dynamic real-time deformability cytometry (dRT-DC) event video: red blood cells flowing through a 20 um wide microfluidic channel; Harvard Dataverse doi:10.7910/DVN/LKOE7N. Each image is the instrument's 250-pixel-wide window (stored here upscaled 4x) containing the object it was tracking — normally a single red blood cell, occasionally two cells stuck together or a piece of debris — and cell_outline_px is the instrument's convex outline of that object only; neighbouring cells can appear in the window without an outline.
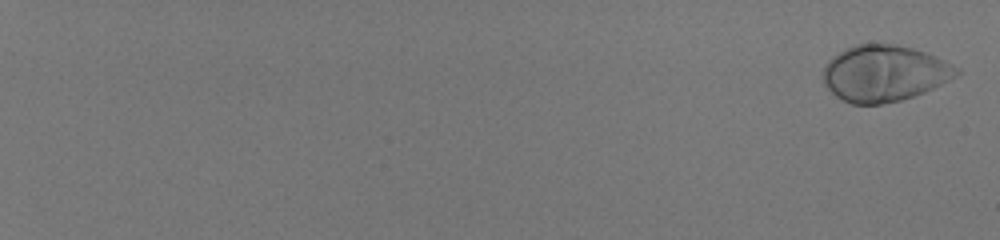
{"species": "human", "species_latin": "Homo sapiens", "temperature_condition": "room temperature", "stored_images_in_passage": 46, "camera_frame_rate_fps": 3000, "um_per_image_px": 0.085, "donor": {"sex": "male"}, "frame": {"image": 1, "passage_image": 2, "time_ms": 0.333, "image_size_px": [1000, 240], "cell_outline_px": [[960, 72], [940, 84], [924, 92], [900, 100], [880, 104], [852, 104], [836, 96], [828, 88], [824, 80], [824, 68], [828, 60], [832, 56], [844, 48], [856, 44], [896, 44], [912, 48], [924, 52], [960, 68]], "centroid_in_image_um": [75.13, 6.22], "position_along_channel_um": 9.9, "area_um2": 43.18}}
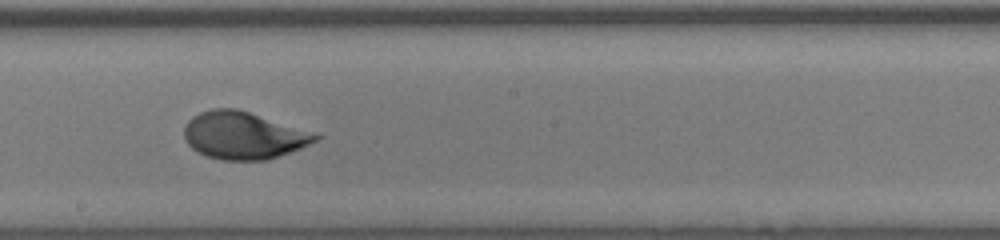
{"frame": {"image": 2, "passage_image": 27, "time_ms": 8.667, "image_size_px": [1000, 240], "cell_outline_px": [[320, 136], [316, 140], [292, 152], [268, 160], [220, 160], [196, 152], [184, 140], [184, 128], [188, 120], [192, 116], [200, 112], [212, 108], [236, 108], [320, 132]], "centroid_in_image_um": [20.73, 11.5], "position_along_channel_um": 227.5, "area_um2": 36.88}}
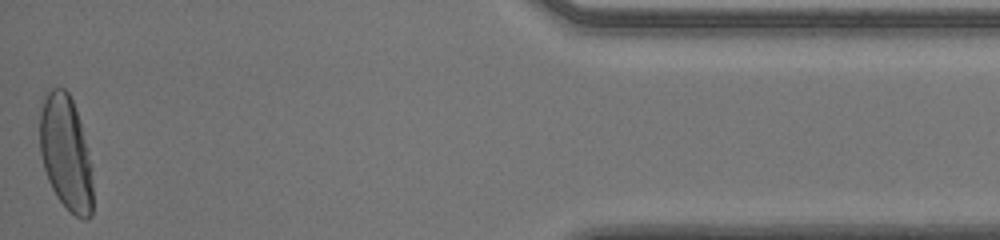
{"frame": {"image": 3, "passage_image": 46, "time_ms": 15.0, "image_size_px": [1000, 240], "cell_outline_px": [[92, 216], [88, 220], [84, 220], [76, 216], [56, 196], [48, 180], [44, 168], [40, 152], [40, 112], [44, 92], [52, 88], [64, 88], [68, 92], [72, 100], [88, 148], [92, 184]], "centroid_in_image_um": [5.58, 12.99], "position_along_channel_um": 429.6, "area_um2": 35.26}, "authors_computed_cell_mechanics": {"area_um2": 35.2291, "velocity_mm_per_s": 3.987, "shape_relaxation_time_tau1_ms": 4.5372, "shape_relaxation_time_tau2_ms": null, "deformation_change_tau1": 0.1913, "deformation_change_tau2": null}}